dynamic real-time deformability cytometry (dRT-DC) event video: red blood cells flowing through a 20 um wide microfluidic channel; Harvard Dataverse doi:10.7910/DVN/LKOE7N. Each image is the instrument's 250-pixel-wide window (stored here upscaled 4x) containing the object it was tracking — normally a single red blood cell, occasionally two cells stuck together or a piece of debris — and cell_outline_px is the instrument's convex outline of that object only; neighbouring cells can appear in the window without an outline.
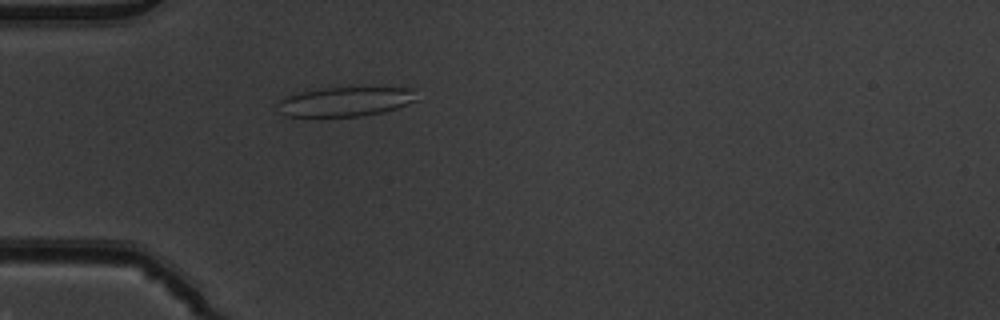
{"species": "common noctule bat (a hibernating species)", "species_latin": "Nyctalus noctula", "temperature_condition": "warm", "stored_images_in_passage": 30, "camera_frame_rate_fps": 3000, "um_per_image_px": 0.085, "animal": {"sex": "male", "body_mass_g": 19.5, "forearm_length_mm": 54.6}, "frame": {"image": 1, "passage_image": 3, "time_ms": 0.667, "image_size_px": [1000, 320], "cell_outline_px": [[420, 100], [384, 112], [360, 116], [284, 116], [280, 112], [276, 104], [284, 96], [300, 92], [324, 88], [412, 88]], "centroid_in_image_um": [29.36, 8.64], "position_along_channel_um": 55.6, "area_um2": 23.81}}
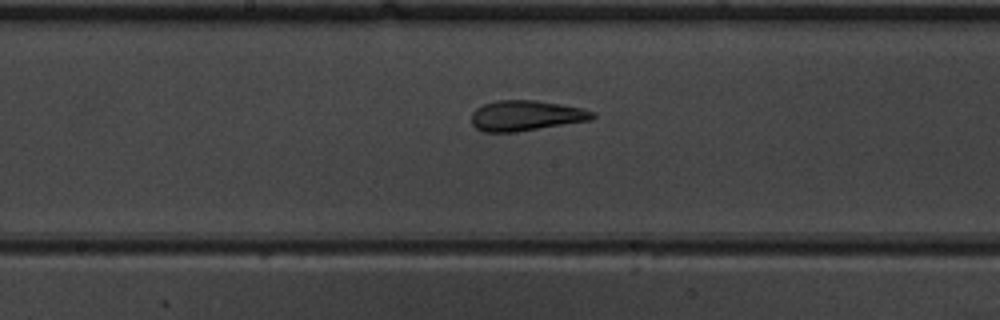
{"frame": {"image": 2, "passage_image": 15, "time_ms": 4.667, "image_size_px": [1000, 320], "cell_outline_px": [[596, 116], [592, 120], [516, 132], [484, 132], [476, 128], [472, 124], [472, 112], [476, 108], [484, 104], [496, 100], [536, 100], [584, 108], [592, 112]], "centroid_in_image_um": [44.7, 9.83], "position_along_channel_um": 203.5, "area_um2": 21.5}}
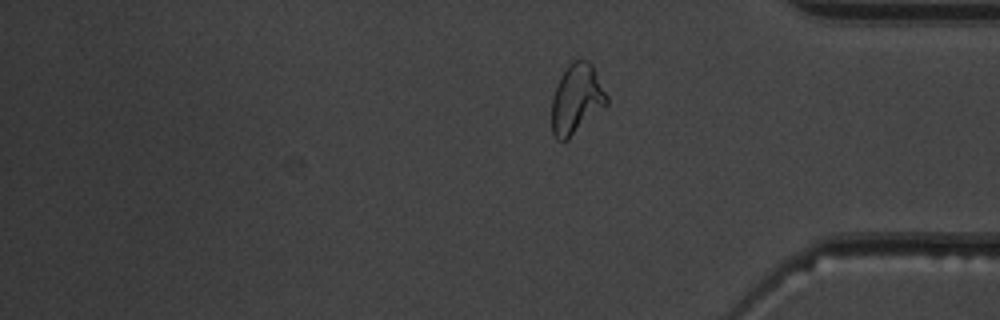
{"frame": {"image": 3, "passage_image": 30, "time_ms": 9.667, "image_size_px": [1000, 320], "cell_outline_px": [[608, 104], [568, 140], [556, 140], [552, 132], [552, 96], [556, 84], [564, 68], [572, 60], [588, 60], [592, 64], [608, 96]], "centroid_in_image_um": [49.0, 8.41], "position_along_channel_um": 386.2, "area_um2": 22.66}, "authors_computed_cell_mechanics": {"area_um2": 21.1837, "velocity_mm_per_s": 3.9023, "shape_relaxation_time_tau1_ms": null, "shape_relaxation_time_tau2_ms": 2.0419, "deformation_change_tau1": null, "deformation_change_tau2": 0.1059}}